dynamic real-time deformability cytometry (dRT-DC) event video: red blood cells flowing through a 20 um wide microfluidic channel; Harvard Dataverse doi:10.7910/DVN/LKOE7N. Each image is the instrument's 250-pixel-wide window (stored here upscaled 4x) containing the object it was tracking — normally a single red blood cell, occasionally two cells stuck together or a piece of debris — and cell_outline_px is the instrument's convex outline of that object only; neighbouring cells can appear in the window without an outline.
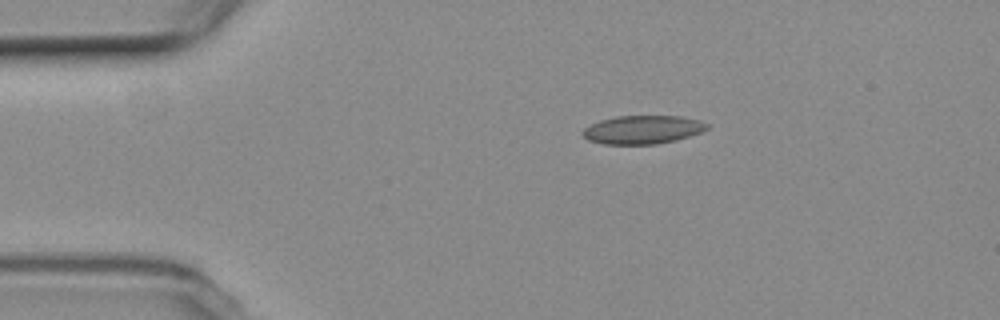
{"species": "common noctule bat (a hibernating species)", "species_latin": "Nyctalus noctula", "temperature_condition": "room temperature", "stored_images_in_passage": 8, "camera_frame_rate_fps": 3000, "um_per_image_px": 0.085, "animal": {"sex": "female", "body_mass_g": 19.3, "forearm_length_mm": 54.1}, "frame": {"image": 1, "passage_image": 3, "time_ms": 2.333, "image_size_px": [1000, 320], "cell_outline_px": [[708, 128], [700, 132], [676, 140], [656, 144], [604, 144], [588, 140], [580, 132], [584, 128], [600, 120], [616, 116], [680, 116], [700, 120], [708, 124]], "centroid_in_image_um": [54.61, 11.02], "position_along_channel_um": 30.4, "area_um2": 20.52}}
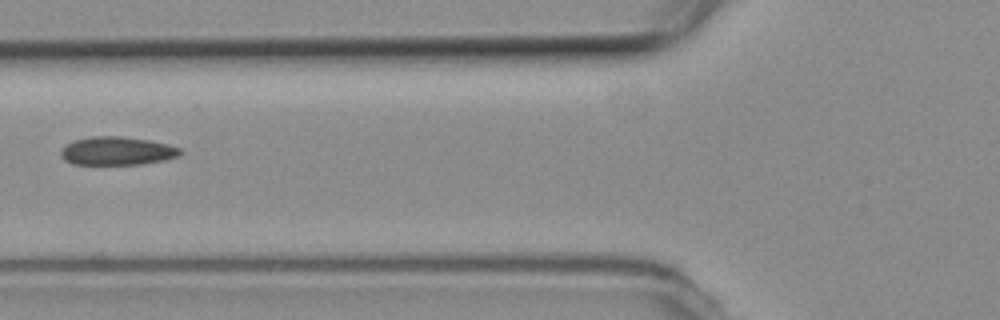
{"frame": {"image": 2, "passage_image": 6, "time_ms": 6.0, "image_size_px": [1000, 320], "cell_outline_px": [[184, 152], [180, 156], [164, 160], [140, 164], [72, 164], [64, 160], [60, 156], [60, 148], [64, 144], [76, 140], [92, 136], [120, 136], [152, 140], [168, 144], [180, 148]], "centroid_in_image_um": [9.95, 12.82], "position_along_channel_um": 115.9, "area_um2": 20.0}}
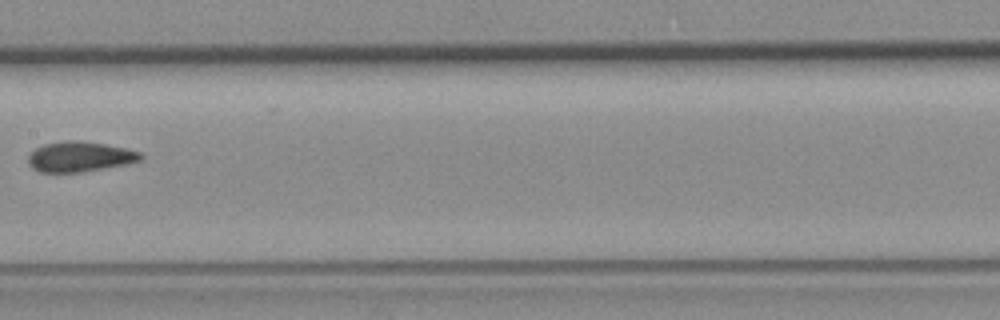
{"frame": {"image": 3, "passage_image": 8, "time_ms": 8.333, "image_size_px": [1000, 320], "cell_outline_px": [[144, 156], [140, 160], [128, 164], [80, 172], [40, 172], [32, 168], [28, 164], [28, 156], [36, 148], [44, 144], [68, 140], [76, 140], [104, 144], [124, 148], [140, 152]], "centroid_in_image_um": [6.77, 13.32], "position_along_channel_um": 200.6, "area_um2": 19.65}}